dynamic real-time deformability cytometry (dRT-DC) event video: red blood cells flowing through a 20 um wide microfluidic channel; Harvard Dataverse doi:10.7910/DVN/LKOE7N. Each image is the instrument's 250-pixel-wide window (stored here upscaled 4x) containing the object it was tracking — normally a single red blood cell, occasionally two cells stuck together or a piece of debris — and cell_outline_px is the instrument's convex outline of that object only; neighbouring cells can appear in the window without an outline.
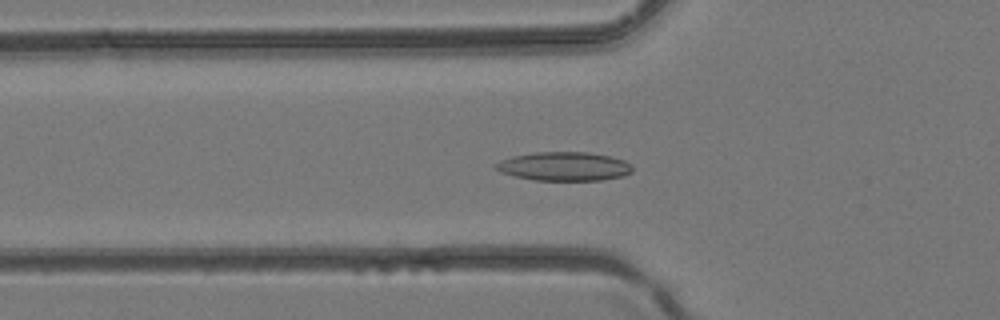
{"species": "common noctule bat (a hibernating species)", "species_latin": "Nyctalus noctula", "temperature_condition": "room temperature", "stored_images_in_passage": 42, "camera_frame_rate_fps": 3000, "um_per_image_px": 0.085, "animal": {"sex": "female", "body_mass_g": 24.6, "forearm_length_mm": 56.2}, "frame": {"image": 1, "passage_image": 15, "time_ms": 4.667, "image_size_px": [1000, 320], "cell_outline_px": [[632, 172], [624, 176], [600, 180], [532, 180], [500, 172], [492, 168], [492, 164], [500, 160], [512, 156], [536, 152], [588, 152], [612, 156], [624, 160], [632, 168]], "centroid_in_image_um": [47.9, 14.14], "position_along_channel_um": 77.9, "area_um2": 23.12}}
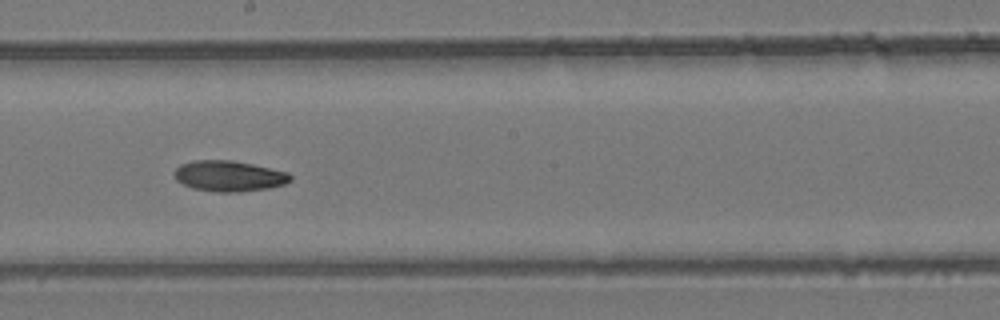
{"frame": {"image": 2, "passage_image": 24, "time_ms": 7.667, "image_size_px": [1000, 320], "cell_outline_px": [[292, 180], [284, 184], [268, 188], [240, 192], [216, 192], [192, 188], [176, 180], [176, 168], [180, 164], [192, 160], [232, 160], [252, 164], [288, 172], [292, 176]], "centroid_in_image_um": [19.48, 14.96], "position_along_channel_um": 228.7, "area_um2": 20.75}}
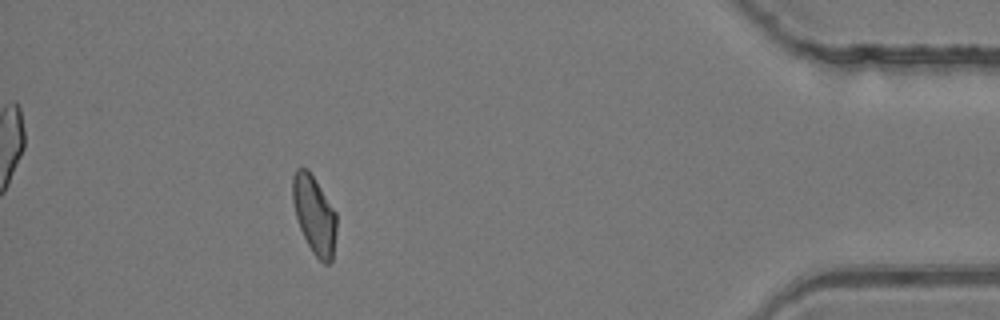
{"frame": {"image": 3, "passage_image": 38, "time_ms": 12.333, "image_size_px": [1000, 320], "cell_outline_px": [[336, 232], [332, 260], [328, 264], [324, 264], [312, 252], [300, 228], [296, 216], [292, 200], [292, 176], [296, 168], [308, 168], [336, 212]], "centroid_in_image_um": [26.71, 18.24], "position_along_channel_um": 408.5, "area_um2": 19.94}}